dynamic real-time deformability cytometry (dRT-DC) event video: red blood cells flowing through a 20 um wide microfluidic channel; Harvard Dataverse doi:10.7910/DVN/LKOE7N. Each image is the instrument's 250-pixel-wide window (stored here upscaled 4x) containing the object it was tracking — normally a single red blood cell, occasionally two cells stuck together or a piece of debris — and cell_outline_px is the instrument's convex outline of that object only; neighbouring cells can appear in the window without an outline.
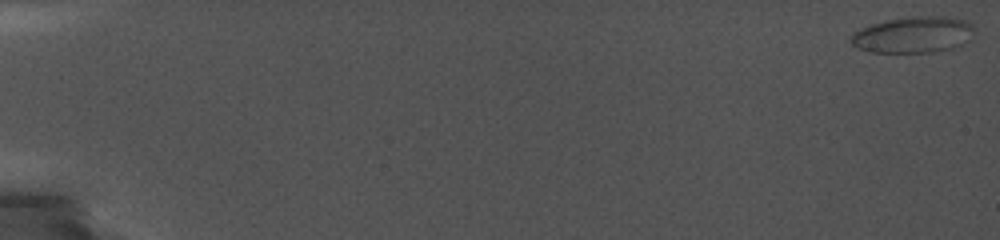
{"species": "common noctule bat (a hibernating species)", "species_latin": "Nyctalus noctula", "temperature_condition": "cold", "stored_images_in_passage": 12, "camera_frame_rate_fps": 5000, "um_per_image_px": 0.085, "animal": {"sex": "female", "body_mass_g": 19.0, "forearm_length_mm": 56.7}, "frame": {"image": 1, "passage_image": 1, "time_ms": 0.0, "image_size_px": [1000, 240], "cell_outline_px": [[976, 28], [972, 40], [952, 48], [936, 52], [868, 52], [856, 48], [848, 40], [848, 36], [852, 32], [860, 28], [872, 24], [888, 20], [916, 16], [944, 16], [964, 20], [972, 24]], "centroid_in_image_um": [77.63, 2.96], "position_along_channel_um": 7.4, "area_um2": 26.53}}
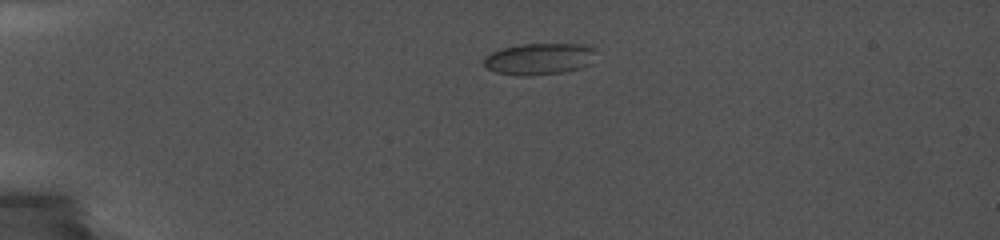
{"frame": {"image": 2, "passage_image": 10, "time_ms": 5.0, "image_size_px": [1000, 240], "cell_outline_px": [[596, 48], [588, 64], [580, 68], [564, 72], [528, 76], [516, 76], [496, 72], [488, 68], [484, 64], [484, 56], [492, 52], [504, 48], [524, 44], [588, 44]], "centroid_in_image_um": [45.83, 5.01], "position_along_channel_um": 39.2, "area_um2": 20.52}}
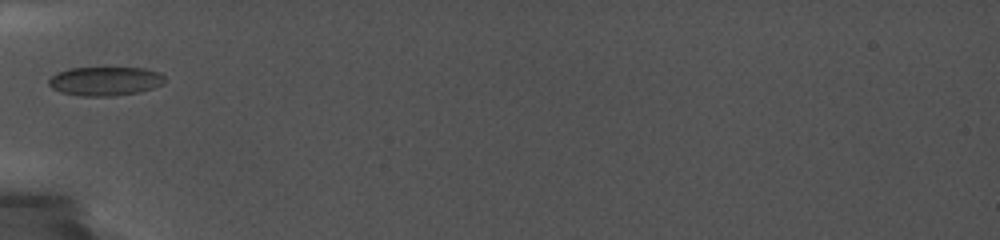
{"frame": {"image": 3, "passage_image": 12, "time_ms": 7.6, "image_size_px": [1000, 240], "cell_outline_px": [[168, 80], [164, 84], [152, 88], [136, 92], [112, 96], [84, 96], [60, 92], [52, 88], [48, 84], [48, 80], [52, 76], [68, 68], [144, 68], [160, 72]], "centroid_in_image_um": [8.97, 6.89], "position_along_channel_um": 76.0, "area_um2": 19.54}}